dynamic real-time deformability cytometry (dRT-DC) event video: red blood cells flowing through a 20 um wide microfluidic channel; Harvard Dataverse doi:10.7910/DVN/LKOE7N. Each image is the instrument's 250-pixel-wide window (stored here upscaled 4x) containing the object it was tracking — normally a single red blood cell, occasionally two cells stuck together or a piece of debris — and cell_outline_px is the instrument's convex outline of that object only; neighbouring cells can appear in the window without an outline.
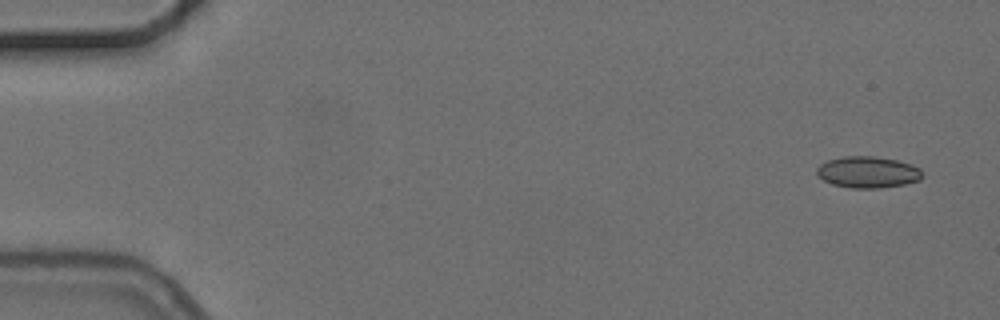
{"species": "common noctule bat (a hibernating species)", "species_latin": "Nyctalus noctula", "temperature_condition": "cold", "stored_images_in_passage": 5, "camera_frame_rate_fps": 3000, "um_per_image_px": 0.085, "animal": {"sex": "female", "body_mass_g": 24.6, "forearm_length_mm": 56.2}, "frame": {"image": 1, "passage_image": 1, "time_ms": 0.0, "image_size_px": [1000, 320], "cell_outline_px": [[924, 176], [920, 180], [904, 184], [880, 188], [852, 188], [832, 184], [824, 180], [816, 172], [816, 168], [820, 164], [828, 160], [844, 156], [876, 156], [896, 160], [912, 164], [920, 168], [924, 172]], "centroid_in_image_um": [73.81, 14.63], "position_along_channel_um": 11.2, "area_um2": 19.48}}
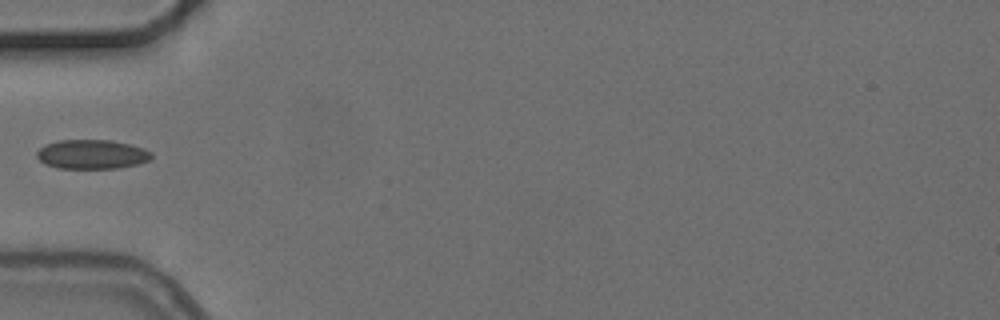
{"frame": {"image": 2, "passage_image": 5, "time_ms": 5.333, "image_size_px": [1000, 320], "cell_outline_px": [[152, 156], [148, 160], [140, 164], [120, 168], [56, 168], [44, 164], [36, 156], [36, 152], [44, 144], [56, 140], [112, 140], [132, 144], [144, 148], [152, 152]], "centroid_in_image_um": [7.81, 13.11], "position_along_channel_um": 77.2, "area_um2": 19.88}}